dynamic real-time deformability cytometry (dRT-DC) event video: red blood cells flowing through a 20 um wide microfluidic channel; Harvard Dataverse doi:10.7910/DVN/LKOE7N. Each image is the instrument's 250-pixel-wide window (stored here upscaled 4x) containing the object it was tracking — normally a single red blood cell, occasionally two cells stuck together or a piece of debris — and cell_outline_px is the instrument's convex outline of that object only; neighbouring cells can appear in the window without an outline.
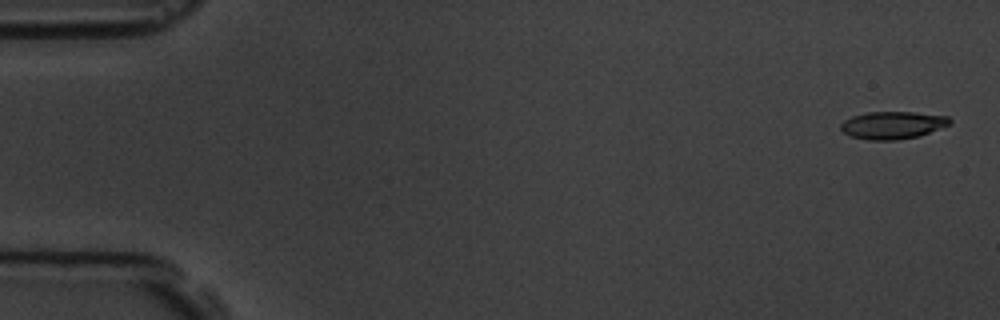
{"species": "common noctule bat (a hibernating species)", "species_latin": "Nyctalus noctula", "temperature_condition": "room temperature", "stored_images_in_passage": 6, "segment_of_instrument_passage": [1, 2], "camera_frame_rate_fps": 3000, "um_per_image_px": 0.085, "animal": {"sex": "male", "body_mass_g": 19.5, "forearm_length_mm": 54.6}, "frame": {"image": 1, "passage_image": 1, "time_ms": 0.0, "image_size_px": [1000, 320], "cell_outline_px": [[952, 120], [948, 124], [920, 136], [896, 140], [868, 140], [852, 136], [844, 132], [840, 128], [840, 124], [844, 120], [852, 116], [868, 112], [916, 112], [948, 116]], "centroid_in_image_um": [75.86, 10.63], "position_along_channel_um": 9.1, "area_um2": 17.4}}
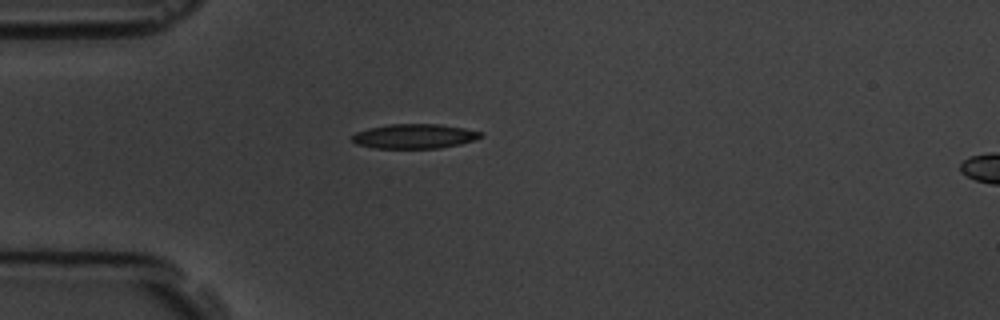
{"frame": {"image": 2, "passage_image": 5, "time_ms": 4.667, "image_size_px": [1000, 320], "cell_outline_px": [[484, 136], [476, 140], [460, 144], [440, 148], [376, 148], [356, 144], [352, 140], [352, 136], [356, 132], [368, 128], [388, 124], [440, 124], [464, 128], [484, 132]], "centroid_in_image_um": [35.27, 11.57], "position_along_channel_um": 49.7, "area_um2": 18.55}}